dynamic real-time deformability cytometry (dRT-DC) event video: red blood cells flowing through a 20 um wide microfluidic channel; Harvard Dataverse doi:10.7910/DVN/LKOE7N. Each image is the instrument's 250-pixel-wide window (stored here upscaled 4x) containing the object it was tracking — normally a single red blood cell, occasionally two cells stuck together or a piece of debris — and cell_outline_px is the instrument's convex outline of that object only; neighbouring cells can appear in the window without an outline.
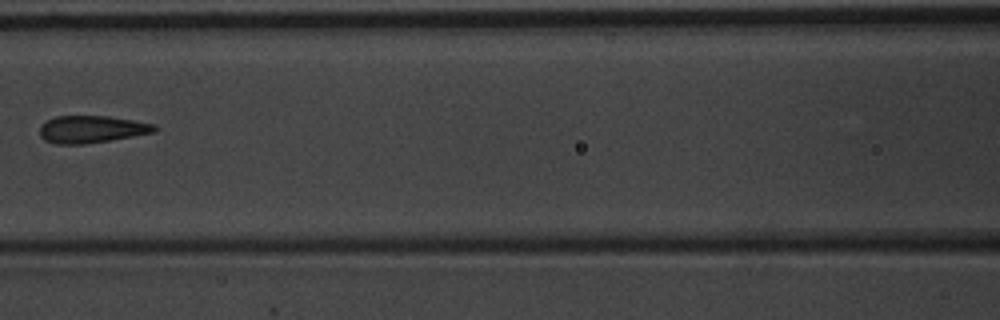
{"species": "common noctule bat (a hibernating species)", "species_latin": "Nyctalus noctula", "temperature_condition": "warm", "stored_images_in_passage": 5, "segment_of_instrument_passage": [1, 2], "camera_frame_rate_fps": 3000, "um_per_image_px": 0.085, "animal": {"sex": "male", "body_mass_g": 20.1, "forearm_length_mm": 53.5}, "frame": {"image": 1, "passage_image": 4, "time_ms": 1.0, "image_size_px": [1000, 320], "cell_outline_px": [[160, 128], [156, 132], [112, 140], [84, 144], [56, 144], [44, 140], [40, 136], [40, 124], [56, 116], [108, 116], [132, 120], [152, 124]], "centroid_in_image_um": [7.78, 10.99], "position_along_channel_um": 158.8, "area_um2": 18.32}}